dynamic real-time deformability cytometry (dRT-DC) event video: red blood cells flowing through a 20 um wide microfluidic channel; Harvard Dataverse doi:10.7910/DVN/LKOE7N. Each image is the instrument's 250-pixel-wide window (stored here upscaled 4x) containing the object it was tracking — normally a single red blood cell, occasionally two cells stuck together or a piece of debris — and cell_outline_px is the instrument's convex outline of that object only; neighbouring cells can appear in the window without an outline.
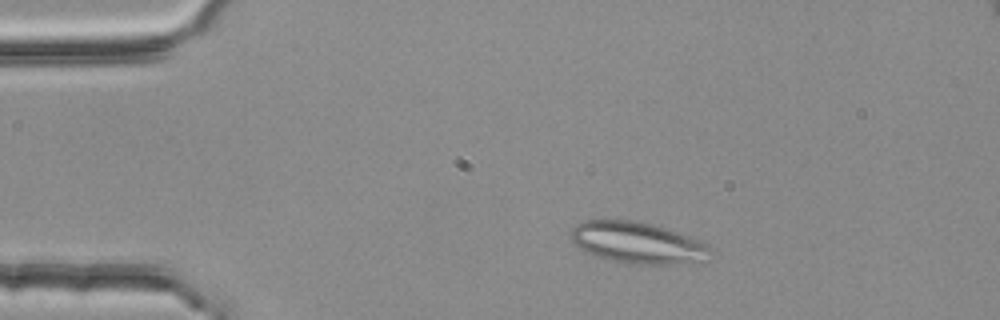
{"species": "common noctule bat (a hibernating species)", "species_latin": "Nyctalus noctula", "temperature_condition": "room temperature", "stored_images_in_passage": 4, "camera_frame_rate_fps": 3000, "um_per_image_px": 0.085, "animal": {"sex": "female", "body_mass_g": 25.1}, "frame": {"image": 1, "passage_image": 2, "time_ms": 0.333, "image_size_px": [1000, 320], "cell_outline_px": [[712, 252], [692, 260], [680, 264], [636, 264], [608, 260], [584, 252], [572, 240], [572, 228], [576, 224], [584, 220], [632, 220], [652, 224], [688, 236], [708, 244], [712, 248]], "centroid_in_image_um": [54.1, 20.62], "position_along_channel_um": 30.9, "area_um2": 33.0}}
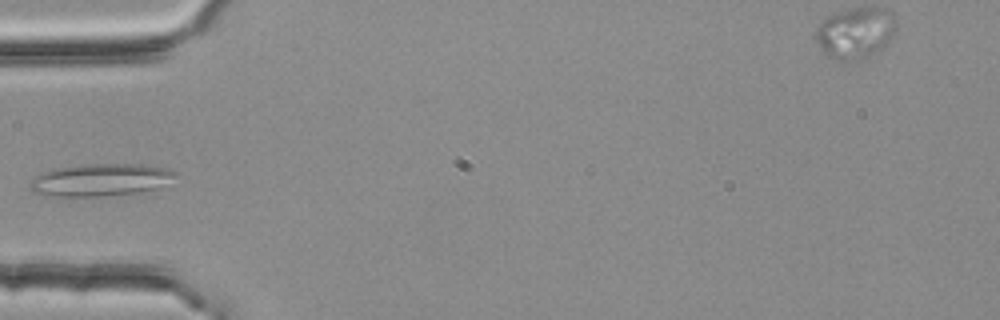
{"frame": {"image": 2, "passage_image": 4, "time_ms": 1.0, "image_size_px": [1000, 320], "cell_outline_px": [[180, 172], [156, 192], [104, 196], [44, 196], [32, 192], [32, 176], [40, 172], [52, 168], [88, 164], [144, 164], [168, 168]], "centroid_in_image_um": [8.62, 15.3], "position_along_channel_um": 76.4, "area_um2": 28.38}}